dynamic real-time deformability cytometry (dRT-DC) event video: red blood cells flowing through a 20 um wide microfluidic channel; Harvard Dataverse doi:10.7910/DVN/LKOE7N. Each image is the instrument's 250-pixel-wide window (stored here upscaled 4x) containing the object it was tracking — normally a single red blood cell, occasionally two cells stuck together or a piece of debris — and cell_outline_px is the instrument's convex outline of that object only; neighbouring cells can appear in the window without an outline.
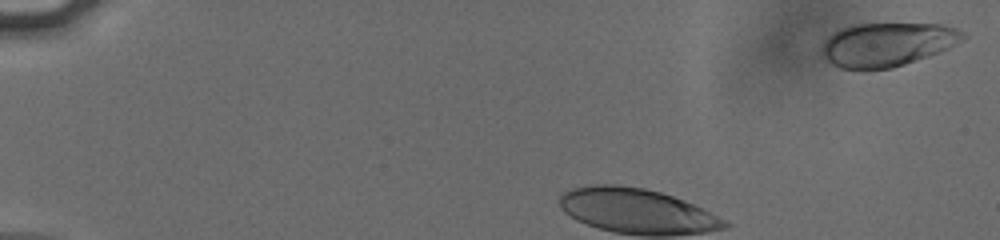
{"species": "human", "species_latin": "Homo sapiens", "temperature_condition": "cold", "stored_images_in_passage": 37, "camera_frame_rate_fps": 3000, "um_per_image_px": 0.085, "donor": {"sex": "male"}, "frame": {"image": 1, "passage_image": 1, "time_ms": 0.0, "image_size_px": [1000, 240], "cell_outline_px": [[968, 36], [948, 48], [928, 56], [892, 68], [864, 72], [840, 68], [832, 64], [820, 52], [820, 48], [824, 40], [832, 32], [840, 28], [852, 24], [944, 24], [956, 28], [964, 32]], "centroid_in_image_um": [75.36, 3.8], "position_along_channel_um": 9.6, "area_um2": 36.59}}
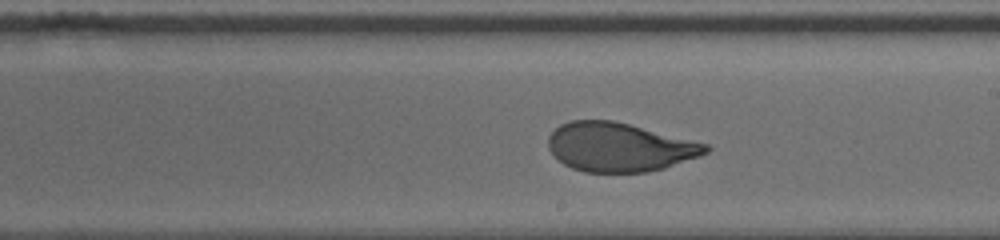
{"frame": {"image": 2, "passage_image": 24, "time_ms": 7.667, "image_size_px": [1000, 240], "cell_outline_px": [[712, 148], [708, 152], [700, 156], [664, 168], [648, 172], [584, 172], [572, 168], [564, 164], [548, 148], [548, 136], [560, 124], [572, 120], [612, 120], [708, 144]], "centroid_in_image_um": [52.65, 12.51], "position_along_channel_um": 236.4, "area_um2": 44.62}}
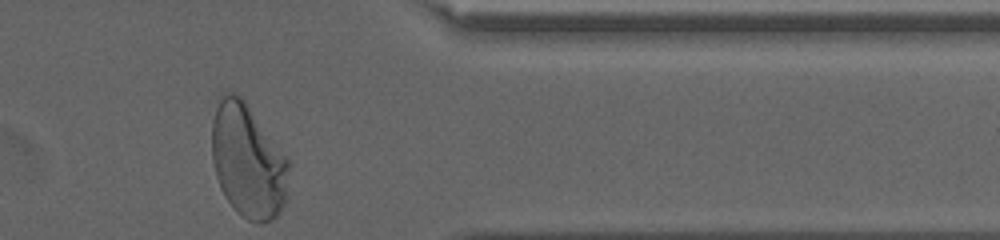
{"frame": {"image": 3, "passage_image": 37, "time_ms": 12.0, "image_size_px": [1000, 240], "cell_outline_px": [[288, 196], [284, 204], [276, 216], [272, 220], [260, 224], [256, 224], [240, 216], [232, 208], [224, 196], [220, 188], [216, 176], [212, 160], [212, 120], [220, 92], [236, 92], [244, 100], [288, 160]], "centroid_in_image_um": [21.04, 13.71], "position_along_channel_um": 390.4, "area_um2": 51.33}, "authors_computed_cell_mechanics": {"area_um2": 45.951, "velocity_mm_per_s": 3.8001, "shape_relaxation_time_tau1_ms": 3.5878, "shape_relaxation_time_tau2_ms": null, "deformation_change_tau1": 0.1882, "deformation_change_tau2": null}}